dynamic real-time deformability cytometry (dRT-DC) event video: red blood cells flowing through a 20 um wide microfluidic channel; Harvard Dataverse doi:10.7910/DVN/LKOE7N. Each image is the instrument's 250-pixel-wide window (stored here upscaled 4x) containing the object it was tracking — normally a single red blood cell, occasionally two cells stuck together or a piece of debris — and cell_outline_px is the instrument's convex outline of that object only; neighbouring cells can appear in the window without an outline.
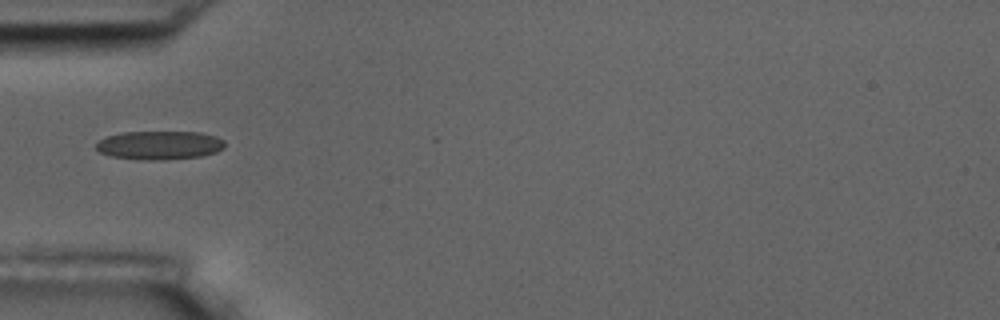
{"species": "common noctule bat (a hibernating species)", "species_latin": "Nyctalus noctula", "temperature_condition": "room temperature", "stored_images_in_passage": 6, "camera_frame_rate_fps": 3000, "um_per_image_px": 0.085, "animal": {"sex": "male", "body_mass_g": 17.5, "forearm_length_mm": 52.3}, "frame": {"image": 1, "passage_image": 4, "time_ms": 4.333, "image_size_px": [1000, 320], "cell_outline_px": [[224, 148], [216, 152], [200, 156], [164, 160], [140, 160], [112, 156], [100, 152], [96, 148], [96, 144], [104, 136], [120, 132], [200, 132], [216, 136], [224, 140]], "centroid_in_image_um": [13.54, 12.34], "position_along_channel_um": 71.5, "area_um2": 21.62}}